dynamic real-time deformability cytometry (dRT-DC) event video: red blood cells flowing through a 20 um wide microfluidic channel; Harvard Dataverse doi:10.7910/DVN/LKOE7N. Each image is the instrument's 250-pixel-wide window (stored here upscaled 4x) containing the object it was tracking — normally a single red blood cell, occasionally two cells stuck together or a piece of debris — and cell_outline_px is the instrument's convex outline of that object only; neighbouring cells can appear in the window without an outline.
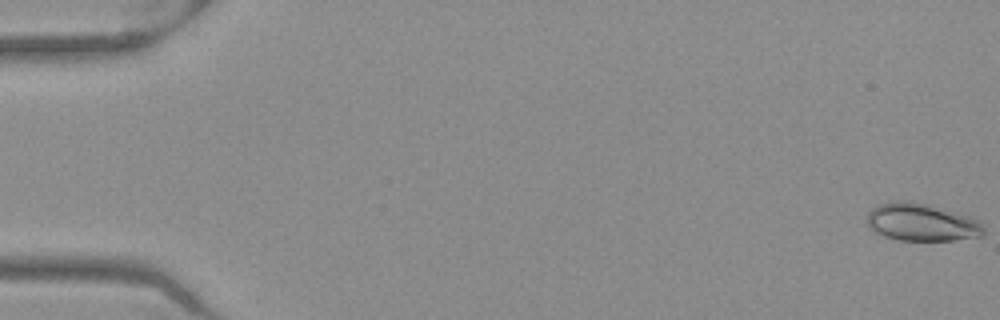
{"species": "Egyptian fruit bat (a non-hibernating species)", "species_latin": "Rousettus aegyptiacus", "temperature_condition": "warm", "stored_images_in_passage": 52, "camera_frame_rate_fps": 3000, "um_per_image_px": 0.085, "frame": {"image": 1, "passage_image": 1, "time_ms": 0.0, "image_size_px": [1000, 320], "cell_outline_px": [[984, 236], [956, 240], [900, 240], [884, 236], [872, 232], [868, 224], [868, 212], [872, 208], [880, 204], [900, 200], [908, 200], [928, 204], [972, 216], [980, 220], [984, 224]], "centroid_in_image_um": [78.39, 18.89], "position_along_channel_um": 6.6, "area_um2": 25.95}}
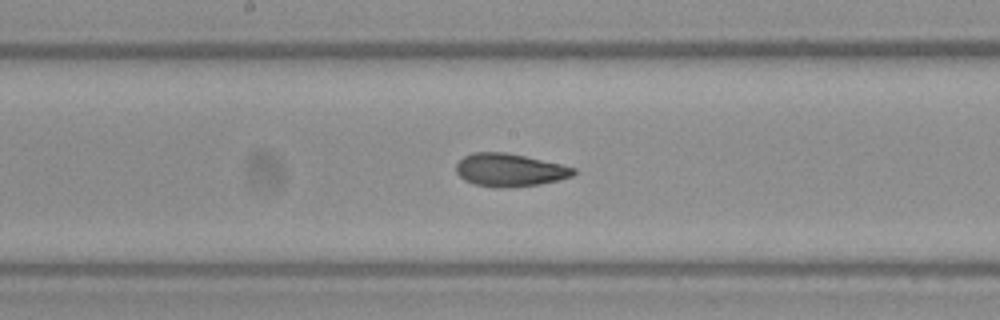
{"frame": {"image": 2, "passage_image": 28, "time_ms": 9.0, "image_size_px": [1000, 320], "cell_outline_px": [[576, 172], [572, 176], [560, 180], [540, 184], [508, 188], [496, 188], [472, 184], [464, 180], [456, 172], [456, 164], [464, 156], [472, 152], [504, 152], [524, 156], [560, 164], [576, 168]], "centroid_in_image_um": [43.3, 14.46], "position_along_channel_um": 204.9, "area_um2": 22.66}}
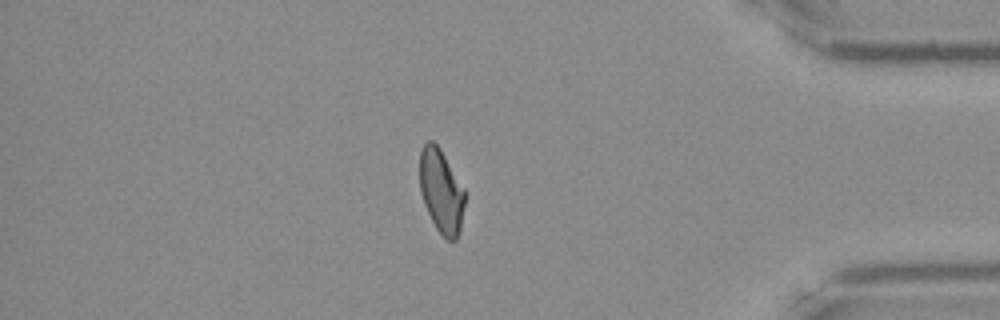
{"frame": {"image": 3, "passage_image": 45, "time_ms": 14.667, "image_size_px": [1000, 320], "cell_outline_px": [[464, 204], [460, 232], [456, 240], [448, 240], [436, 228], [424, 204], [420, 192], [420, 148], [428, 140], [432, 140], [440, 148], [464, 188]], "centroid_in_image_um": [37.5, 16.23], "position_along_channel_um": 397.7, "area_um2": 21.91}, "authors_computed_cell_mechanics": {"area_um2": 22.7443, "velocity_mm_per_s": 3.976, "shape_relaxation_time_tau1_ms": 9.0018, "shape_relaxation_time_tau2_ms": 1.4325, "deformation_change_tau1": 0.197, "deformation_change_tau2": 0.0671}}